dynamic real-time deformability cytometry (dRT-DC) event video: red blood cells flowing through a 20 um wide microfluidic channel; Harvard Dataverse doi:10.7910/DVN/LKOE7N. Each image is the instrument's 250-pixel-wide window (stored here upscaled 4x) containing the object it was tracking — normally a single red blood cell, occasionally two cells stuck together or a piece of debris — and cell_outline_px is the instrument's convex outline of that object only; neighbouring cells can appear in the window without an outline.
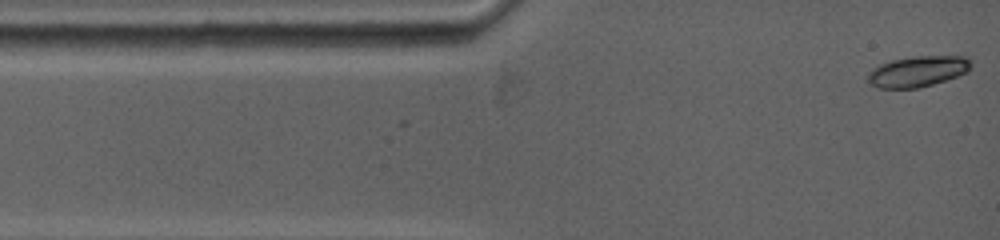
{"species": "common noctule bat (a hibernating species)", "species_latin": "Nyctalus noctula", "temperature_condition": "warm", "stored_images_in_passage": 56, "camera_frame_rate_fps": 5000, "um_per_image_px": 0.085, "animal": {"sex": "female", "body_mass_g": 19.0, "forearm_length_mm": 53.3}, "frame": {"image": 1, "passage_image": 1, "time_ms": 0.0, "image_size_px": [1000, 240], "cell_outline_px": [[972, 64], [968, 72], [932, 84], [916, 88], [880, 88], [872, 84], [868, 80], [868, 76], [880, 64], [892, 60], [912, 56], [964, 56]], "centroid_in_image_um": [78.04, 6.06], "position_along_channel_um": 7.0, "area_um2": 18.09}}
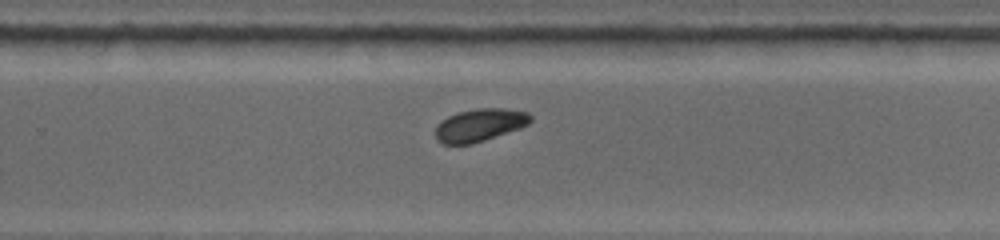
{"frame": {"image": 2, "passage_image": 28, "time_ms": 8.6, "image_size_px": [1000, 240], "cell_outline_px": [[532, 120], [528, 124], [520, 128], [472, 144], [440, 144], [436, 140], [436, 128], [448, 116], [460, 112], [476, 108], [504, 108], [528, 112], [532, 116]], "centroid_in_image_um": [40.8, 10.63], "position_along_channel_um": 289.0, "area_um2": 17.98}}
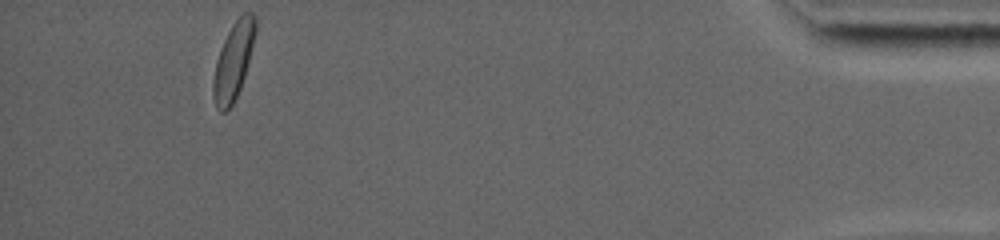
{"frame": {"image": 3, "passage_image": 56, "time_ms": 14.2, "image_size_px": [1000, 240], "cell_outline_px": [[256, 28], [244, 76], [240, 88], [232, 104], [224, 112], [220, 112], [216, 108], [212, 96], [212, 84], [216, 60], [224, 40], [232, 24], [240, 12], [252, 12], [256, 16]], "centroid_in_image_um": [19.82, 5.16], "position_along_channel_um": 415.4, "area_um2": 18.73}, "authors_computed_cell_mechanics": {"area_um2": 18.1492, "velocity_mm_per_s": 3.8438, "shape_relaxation_time_tau1_ms": 1.6595, "shape_relaxation_time_tau2_ms": null, "deformation_change_tau1": 0.0797, "deformation_change_tau2": null}}